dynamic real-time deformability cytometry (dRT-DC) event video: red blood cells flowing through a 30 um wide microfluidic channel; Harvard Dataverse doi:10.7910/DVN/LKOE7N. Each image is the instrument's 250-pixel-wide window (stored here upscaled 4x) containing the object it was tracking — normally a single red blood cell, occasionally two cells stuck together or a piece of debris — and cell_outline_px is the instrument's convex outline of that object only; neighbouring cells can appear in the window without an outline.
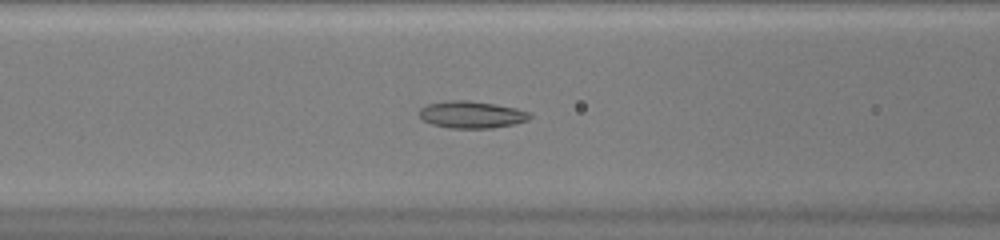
{"species": "common noctule bat (a hibernating species)", "species_latin": "Nyctalus noctula", "temperature_condition": "warm", "stored_images_in_passage": 41, "camera_frame_rate_fps": 3000, "um_per_image_px": 0.085, "animal": {"sex": "female", "body_mass_g": 20.0, "forearm_length_mm": 54.0}, "frame": {"image": 1, "passage_image": 12, "time_ms": 3.667, "image_size_px": [1000, 240], "cell_outline_px": [[532, 116], [528, 120], [516, 124], [492, 128], [448, 128], [432, 124], [424, 120], [420, 116], [420, 108], [428, 104], [444, 100], [468, 100], [516, 108], [528, 112]], "centroid_in_image_um": [40.08, 9.74], "position_along_channel_um": 126.5, "area_um2": 17.4}}
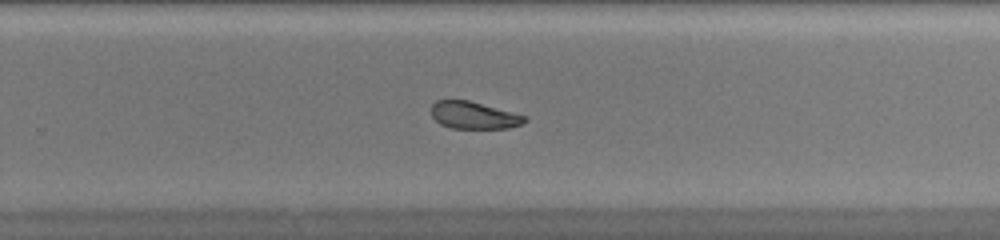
{"frame": {"image": 2, "passage_image": 24, "time_ms": 7.667, "image_size_px": [1000, 240], "cell_outline_px": [[528, 120], [524, 124], [508, 128], [452, 128], [440, 124], [432, 116], [432, 104], [436, 100], [468, 100], [528, 116]], "centroid_in_image_um": [40.32, 9.8], "position_along_channel_um": 289.5, "area_um2": 14.85}}
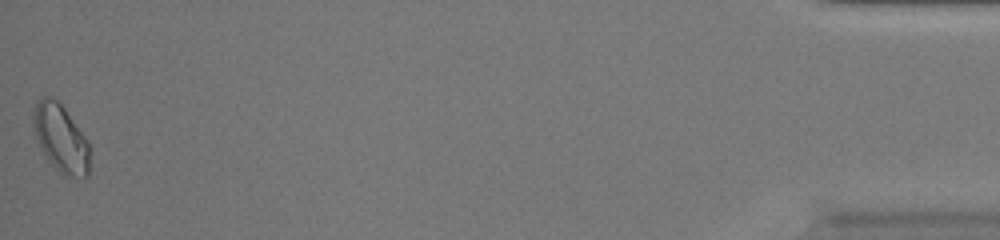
{"frame": {"image": 3, "passage_image": 41, "time_ms": 13.333, "image_size_px": [1000, 240], "cell_outline_px": [[88, 176], [68, 176], [60, 172], [48, 160], [40, 148], [32, 124], [32, 116], [36, 104], [44, 96], [52, 96], [64, 108], [88, 140]], "centroid_in_image_um": [5.14, 11.73], "position_along_channel_um": 430.1, "area_um2": 21.79}, "authors_computed_cell_mechanics": {"area_um2": 17.3978, "velocity_mm_per_s": 4.084, "shape_relaxation_time_tau1_ms": null, "shape_relaxation_time_tau2_ms": 4.5248, "deformation_change_tau1": null, "deformation_change_tau2": 0.103}}